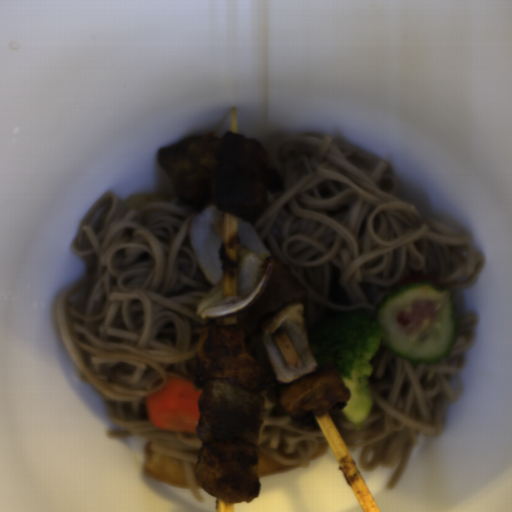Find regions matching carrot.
Here are the masks:
<instances>
[{
  "label": "carrot",
  "instance_id": "b8716197",
  "mask_svg": "<svg viewBox=\"0 0 512 512\" xmlns=\"http://www.w3.org/2000/svg\"><path fill=\"white\" fill-rule=\"evenodd\" d=\"M202 390L203 384L196 389L193 380L165 378L161 389L147 394L144 400L147 419L159 429L198 434Z\"/></svg>",
  "mask_w": 512,
  "mask_h": 512
}]
</instances>
